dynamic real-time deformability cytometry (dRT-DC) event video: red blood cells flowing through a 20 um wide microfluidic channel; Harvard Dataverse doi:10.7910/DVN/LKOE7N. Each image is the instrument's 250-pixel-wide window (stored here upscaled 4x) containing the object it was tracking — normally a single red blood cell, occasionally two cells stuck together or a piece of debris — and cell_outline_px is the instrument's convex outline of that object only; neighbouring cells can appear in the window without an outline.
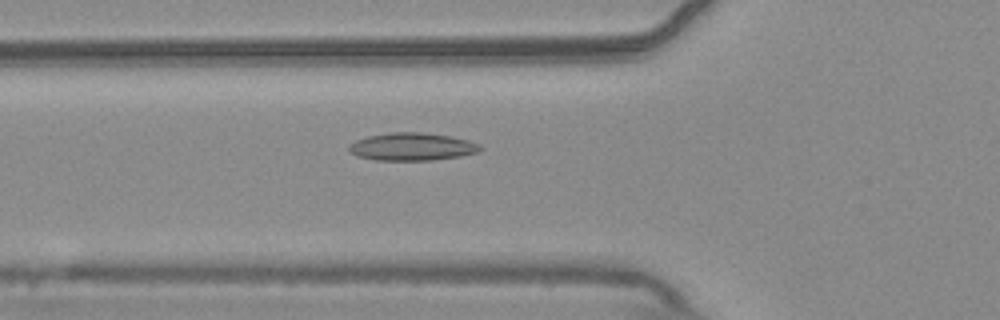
{"species": "common noctule bat (a hibernating species)", "species_latin": "Nyctalus noctula", "temperature_condition": "warm", "stored_images_in_passage": 31, "camera_frame_rate_fps": 3000, "um_per_image_px": 0.085, "animal": {"sex": "male", "body_mass_g": 20.4}, "frame": {"image": 1, "passage_image": 4, "time_ms": 1.0, "image_size_px": [1000, 320], "cell_outline_px": [[484, 148], [480, 152], [460, 156], [432, 160], [376, 160], [356, 156], [348, 148], [348, 144], [356, 140], [368, 136], [392, 132], [424, 132], [452, 136], [468, 140], [480, 144]], "centroid_in_image_um": [35.06, 12.46], "position_along_channel_um": 90.7, "area_um2": 21.39}}
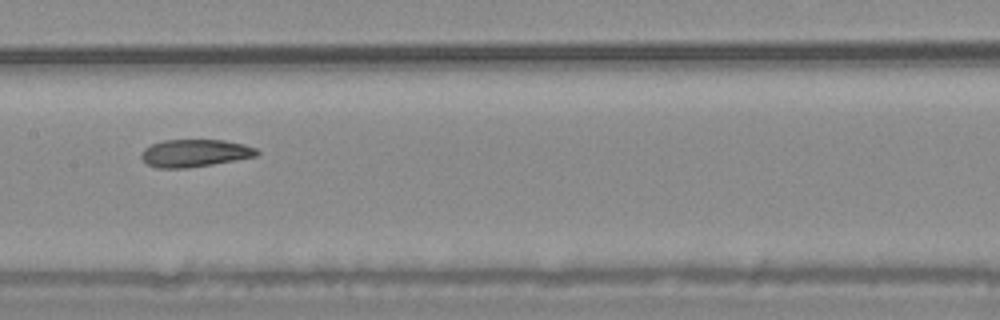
{"frame": {"image": 2, "passage_image": 12, "time_ms": 3.667, "image_size_px": [1000, 320], "cell_outline_px": [[260, 152], [256, 156], [236, 160], [188, 168], [156, 168], [148, 164], [140, 156], [144, 148], [152, 144], [164, 140], [224, 140], [244, 144], [256, 148]], "centroid_in_image_um": [16.56, 13.01], "position_along_channel_um": 190.8, "area_um2": 18.5}}
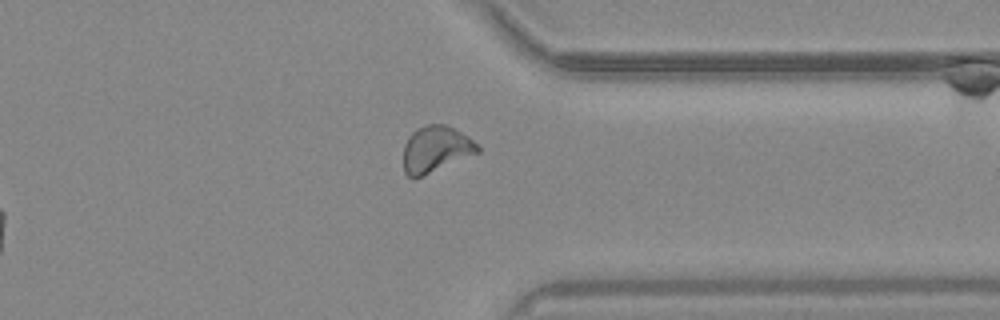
{"frame": {"image": 3, "passage_image": 27, "time_ms": 8.667, "image_size_px": [1000, 320], "cell_outline_px": [[480, 152], [412, 180], [404, 172], [404, 144], [408, 136], [416, 128], [428, 124], [444, 124], [468, 136], [480, 144]], "centroid_in_image_um": [37.04, 12.68], "position_along_channel_um": 374.4, "area_um2": 20.11}, "authors_computed_cell_mechanics": {"area_um2": 19.1896, "velocity_mm_per_s": 3.7213, "shape_relaxation_time_tau1_ms": null, "shape_relaxation_time_tau2_ms": 4.3022, "deformation_change_tau1": null, "deformation_change_tau2": 0.1}}